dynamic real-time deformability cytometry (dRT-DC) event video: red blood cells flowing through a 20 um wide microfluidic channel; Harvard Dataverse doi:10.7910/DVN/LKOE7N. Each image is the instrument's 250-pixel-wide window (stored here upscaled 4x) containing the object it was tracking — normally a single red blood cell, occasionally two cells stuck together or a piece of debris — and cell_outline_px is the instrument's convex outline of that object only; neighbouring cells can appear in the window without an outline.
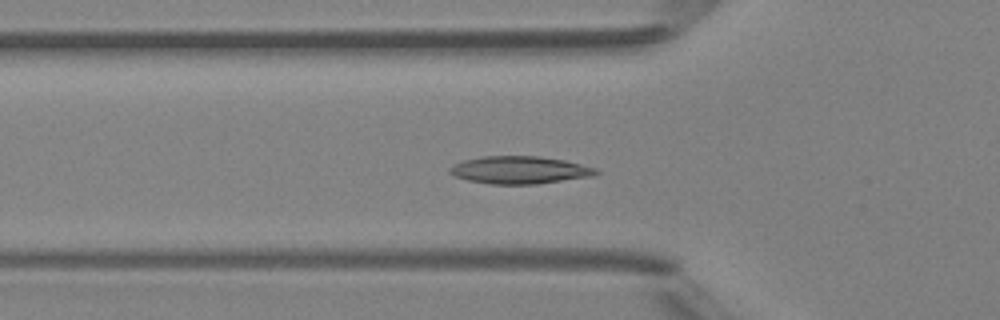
{"species": "Egyptian fruit bat (a non-hibernating species)", "species_latin": "Rousettus aegyptiacus", "temperature_condition": "room temperature", "stored_images_in_passage": 49, "camera_frame_rate_fps": 3000, "um_per_image_px": 0.085, "animal": {"sex": "female"}, "frame": {"image": 1, "passage_image": 17, "time_ms": 5.333, "image_size_px": [1000, 320], "cell_outline_px": [[600, 172], [596, 176], [536, 184], [492, 184], [468, 180], [456, 176], [448, 172], [448, 168], [452, 164], [464, 160], [484, 156], [540, 156], [564, 160], [596, 168]], "centroid_in_image_um": [44.18, 14.45], "position_along_channel_um": 81.6, "area_um2": 23.58}}
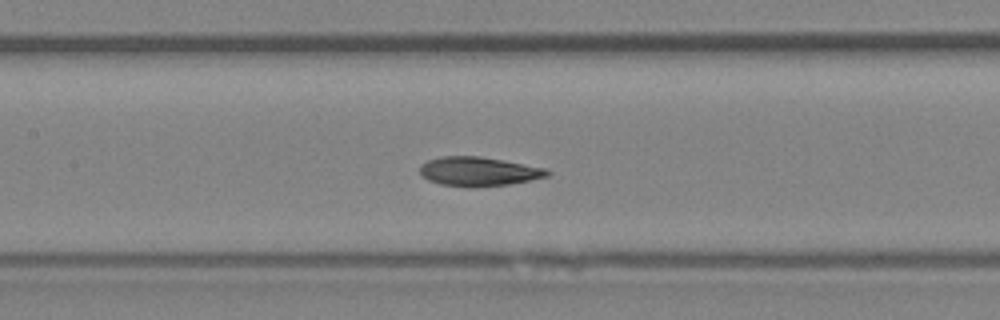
{"frame": {"image": 2, "passage_image": 23, "time_ms": 7.333, "image_size_px": [1000, 320], "cell_outline_px": [[552, 172], [548, 176], [508, 184], [440, 184], [428, 180], [420, 172], [420, 164], [428, 160], [440, 156], [480, 156], [544, 168]], "centroid_in_image_um": [40.66, 14.52], "position_along_channel_um": 166.7, "area_um2": 20.52}}
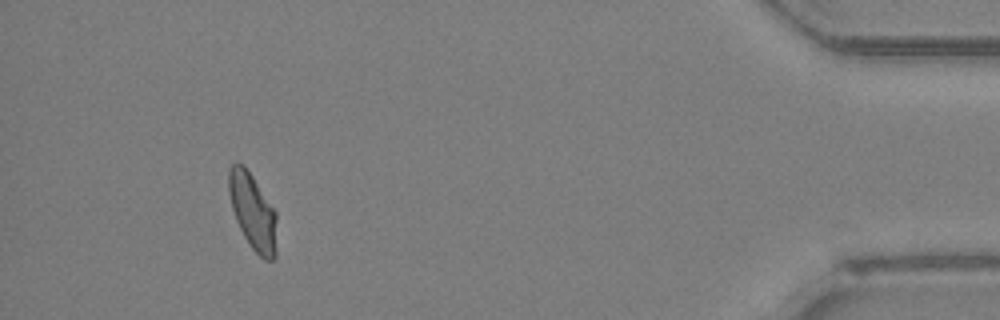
{"frame": {"image": 3, "passage_image": 45, "time_ms": 14.667, "image_size_px": [1000, 320], "cell_outline_px": [[276, 256], [272, 260], [264, 260], [252, 248], [244, 236], [236, 220], [232, 208], [228, 192], [228, 168], [232, 164], [244, 164], [276, 212]], "centroid_in_image_um": [21.48, 17.99], "position_along_channel_um": 413.7, "area_um2": 21.15}, "authors_computed_cell_mechanics": {"area_um2": 21.6172, "velocity_mm_per_s": 4.2654, "shape_relaxation_time_tau1_ms": 7.0491, "shape_relaxation_time_tau2_ms": 1.4453, "deformation_change_tau1": 0.1819, "deformation_change_tau2": 0.0646}}